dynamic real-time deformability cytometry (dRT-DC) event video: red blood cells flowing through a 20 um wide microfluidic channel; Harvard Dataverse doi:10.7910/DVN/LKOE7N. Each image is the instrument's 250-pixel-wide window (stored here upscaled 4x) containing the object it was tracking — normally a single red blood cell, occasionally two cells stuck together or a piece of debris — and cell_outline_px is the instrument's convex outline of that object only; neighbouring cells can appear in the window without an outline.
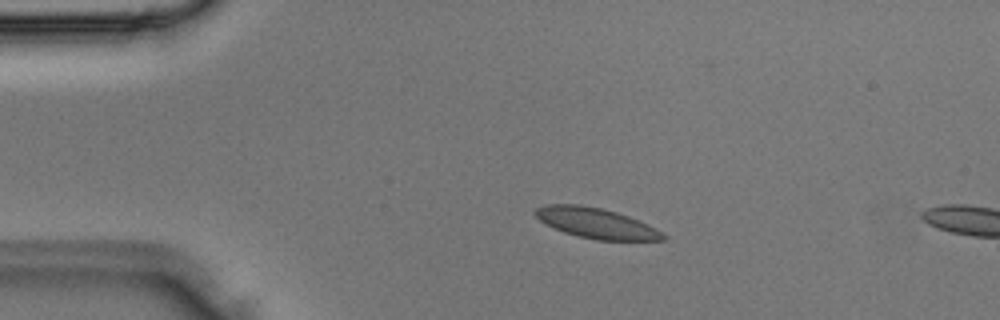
{"species": "Egyptian fruit bat (a non-hibernating species)", "species_latin": "Rousettus aegyptiacus", "temperature_condition": "room temperature", "stored_images_in_passage": 3, "camera_frame_rate_fps": 3000, "um_per_image_px": 0.085, "animal": {"sex": "male"}, "frame": {"image": 1, "passage_image": 2, "time_ms": 0.333, "image_size_px": [1000, 320], "cell_outline_px": [[668, 236], [664, 240], [596, 240], [564, 232], [540, 220], [532, 212], [536, 208], [544, 204], [580, 204], [600, 208], [616, 212], [628, 216], [648, 224], [656, 228]], "centroid_in_image_um": [50.69, 18.96], "position_along_channel_um": 34.3, "area_um2": 22.43}}